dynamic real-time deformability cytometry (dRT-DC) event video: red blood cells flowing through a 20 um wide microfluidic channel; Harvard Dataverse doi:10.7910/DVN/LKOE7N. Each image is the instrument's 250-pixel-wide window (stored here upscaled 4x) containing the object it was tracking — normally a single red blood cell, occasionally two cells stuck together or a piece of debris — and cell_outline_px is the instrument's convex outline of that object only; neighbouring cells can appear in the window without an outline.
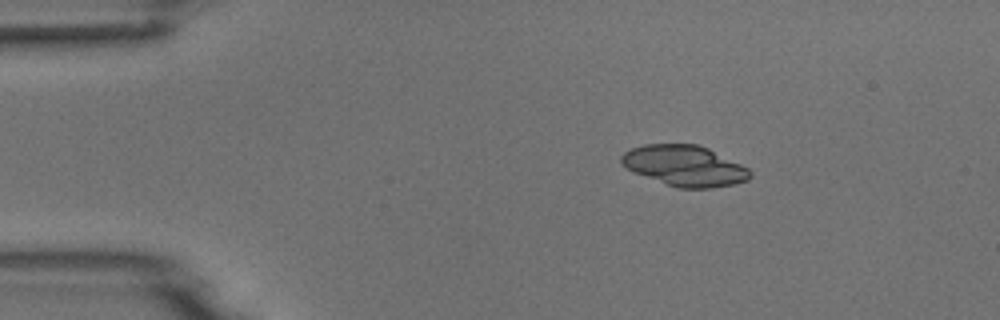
{"species": "common noctule bat (a hibernating species)", "species_latin": "Nyctalus noctula", "temperature_condition": "room temperature", "stored_images_in_passage": 5, "camera_frame_rate_fps": 3000, "um_per_image_px": 0.085, "animal": {"sex": "male", "body_mass_g": 18.8}, "frame": {"image": 1, "passage_image": 3, "time_ms": 2.333, "image_size_px": [1000, 320], "cell_outline_px": [[752, 176], [748, 180], [732, 184], [712, 188], [676, 188], [632, 172], [620, 164], [620, 156], [624, 152], [632, 148], [644, 144], [696, 144], [708, 148], [748, 168], [752, 172]], "centroid_in_image_um": [58.15, 14.09], "position_along_channel_um": 26.8, "area_um2": 30.63}}